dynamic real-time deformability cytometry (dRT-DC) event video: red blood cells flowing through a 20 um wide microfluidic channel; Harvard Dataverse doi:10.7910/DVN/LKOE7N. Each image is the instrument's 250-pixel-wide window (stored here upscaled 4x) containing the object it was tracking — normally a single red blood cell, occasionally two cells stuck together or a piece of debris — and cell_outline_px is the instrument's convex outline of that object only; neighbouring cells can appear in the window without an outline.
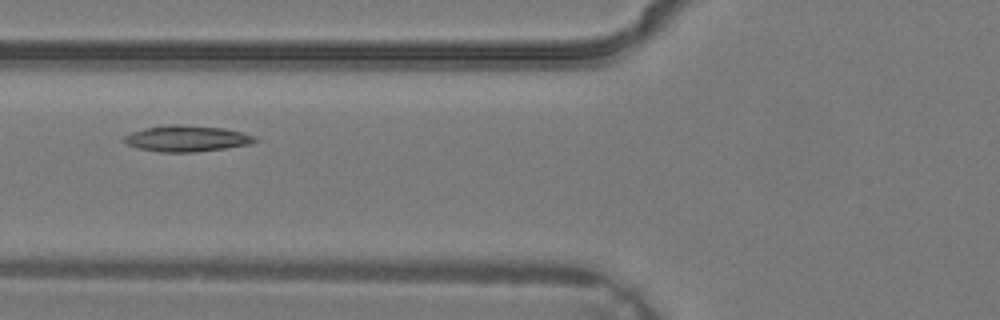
{"species": "common noctule bat (a hibernating species)", "species_latin": "Nyctalus noctula", "temperature_condition": "warm", "stored_images_in_passage": 3, "camera_frame_rate_fps": 3000, "um_per_image_px": 0.085, "animal": {"sex": "male", "body_mass_g": 19.2, "forearm_length_mm": 51.8}, "frame": {"image": 1, "passage_image": 3, "time_ms": 0.667, "image_size_px": [1000, 320], "cell_outline_px": [[260, 140], [248, 144], [224, 148], [196, 152], [160, 152], [140, 148], [128, 144], [124, 140], [124, 136], [132, 132], [144, 128], [168, 124], [180, 124], [224, 128], [256, 136]], "centroid_in_image_um": [15.89, 11.76], "position_along_channel_um": 109.9, "area_um2": 19.77}}